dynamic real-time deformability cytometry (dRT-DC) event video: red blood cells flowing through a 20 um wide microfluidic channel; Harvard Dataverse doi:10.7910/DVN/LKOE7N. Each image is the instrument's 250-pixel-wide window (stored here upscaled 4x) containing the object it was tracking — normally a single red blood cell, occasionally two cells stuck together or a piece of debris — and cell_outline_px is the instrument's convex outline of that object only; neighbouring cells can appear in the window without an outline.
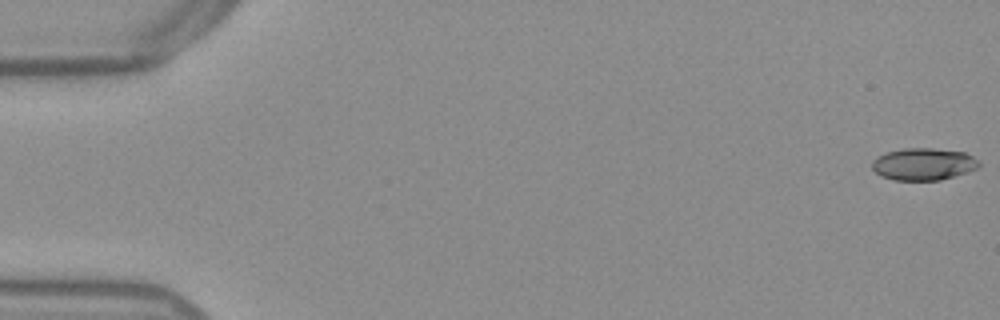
{"species": "Egyptian fruit bat (a non-hibernating species)", "species_latin": "Rousettus aegyptiacus", "temperature_condition": "warm", "stored_images_in_passage": 54, "camera_frame_rate_fps": 3000, "um_per_image_px": 0.085, "frame": {"image": 1, "passage_image": 1, "time_ms": 0.0, "image_size_px": [1000, 320], "cell_outline_px": [[980, 168], [968, 172], [940, 180], [892, 180], [880, 176], [872, 168], [872, 160], [888, 152], [904, 148], [932, 148], [964, 152], [980, 160]], "centroid_in_image_um": [78.53, 13.95], "position_along_channel_um": 6.5, "area_um2": 20.11}}
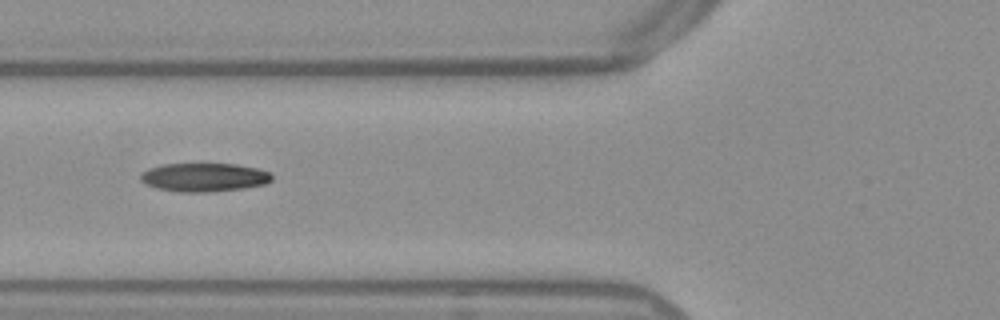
{"frame": {"image": 2, "passage_image": 21, "time_ms": 6.667, "image_size_px": [1000, 320], "cell_outline_px": [[272, 180], [264, 184], [244, 188], [212, 192], [180, 192], [156, 188], [140, 180], [140, 176], [148, 168], [160, 164], [236, 164], [260, 168], [272, 172]], "centroid_in_image_um": [17.39, 15.06], "position_along_channel_um": 108.4, "area_um2": 22.02}}
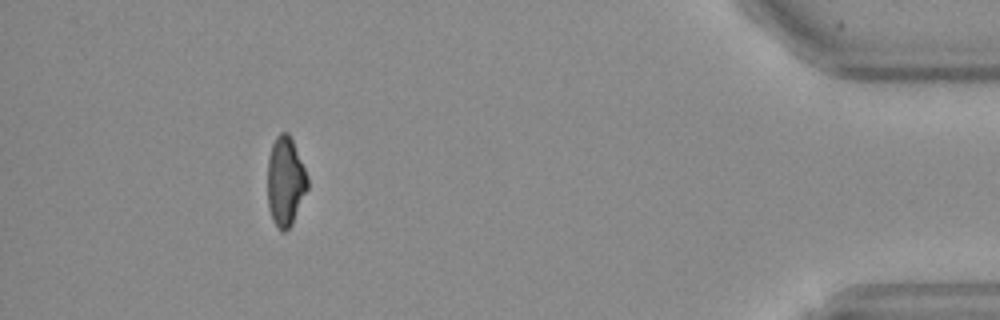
{"frame": {"image": 3, "passage_image": 49, "time_ms": 16.0, "image_size_px": [1000, 320], "cell_outline_px": [[308, 188], [292, 224], [284, 232], [272, 220], [268, 208], [268, 156], [272, 144], [276, 136], [280, 132], [288, 132], [292, 140], [308, 176]], "centroid_in_image_um": [24.26, 15.4], "position_along_channel_um": 410.9, "area_um2": 20.69}, "authors_computed_cell_mechanics": {"area_um2": 21.4438, "velocity_mm_per_s": 3.8554, "shape_relaxation_time_tau1_ms": 3.5023, "shape_relaxation_time_tau2_ms": 3.8735, "deformation_change_tau1": 0.1729, "deformation_change_tau2": 0.1103}}